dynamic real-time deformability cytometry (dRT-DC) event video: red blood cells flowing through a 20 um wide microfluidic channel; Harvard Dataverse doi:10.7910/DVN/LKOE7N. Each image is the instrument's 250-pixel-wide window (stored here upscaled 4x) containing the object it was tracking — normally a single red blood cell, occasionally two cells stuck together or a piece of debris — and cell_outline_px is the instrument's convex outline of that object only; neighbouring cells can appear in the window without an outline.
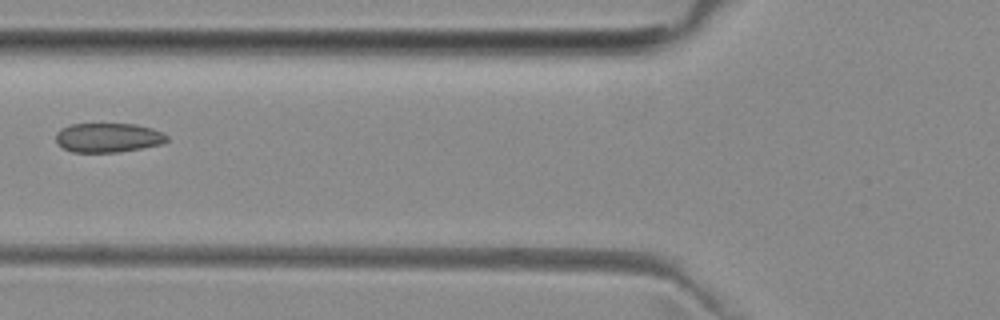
{"species": "common noctule bat (a hibernating species)", "species_latin": "Nyctalus noctula", "temperature_condition": "room temperature", "stored_images_in_passage": 5, "camera_frame_rate_fps": 3000, "um_per_image_px": 0.085, "animal": {"sex": "female", "body_mass_g": 29.2, "forearm_length_mm": 56.3}, "frame": {"image": 1, "passage_image": 5, "time_ms": 4.333, "image_size_px": [1000, 320], "cell_outline_px": [[168, 140], [160, 144], [120, 152], [72, 152], [64, 148], [56, 140], [56, 132], [60, 128], [68, 124], [136, 124], [152, 128], [164, 132], [168, 136]], "centroid_in_image_um": [9.19, 11.69], "position_along_channel_um": 116.6, "area_um2": 19.02}}